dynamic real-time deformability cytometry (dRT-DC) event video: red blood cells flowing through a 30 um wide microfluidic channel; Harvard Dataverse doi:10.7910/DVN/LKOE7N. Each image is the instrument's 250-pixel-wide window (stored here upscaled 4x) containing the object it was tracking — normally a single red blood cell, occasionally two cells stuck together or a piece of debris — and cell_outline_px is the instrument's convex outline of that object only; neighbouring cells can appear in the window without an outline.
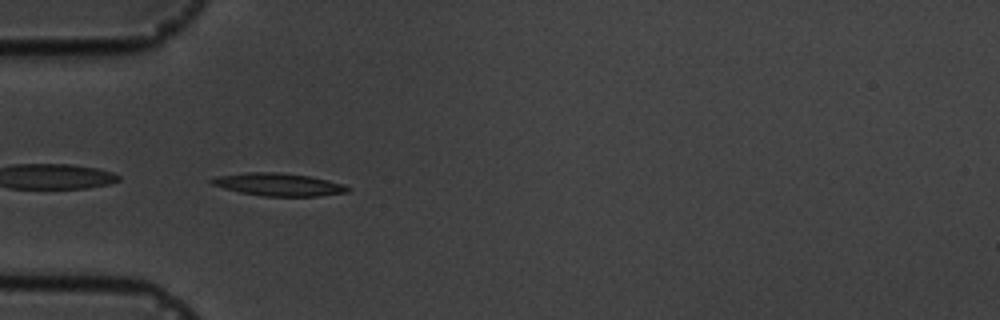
{"species": "common noctule bat (a hibernating species)", "species_latin": "Nyctalus noctula", "temperature_condition": "cold", "stored_images_in_passage": 6, "camera_frame_rate_fps": 3000, "um_per_image_px": 0.085, "animal": {"sex": "male", "body_mass_g": 19.5, "forearm_length_mm": 54.6}, "frame": {"image": 1, "passage_image": 5, "time_ms": 5.667, "image_size_px": [1000, 320], "cell_outline_px": [[352, 188], [348, 192], [320, 196], [264, 196], [240, 192], [224, 188], [212, 184], [208, 180], [216, 176], [248, 172], [276, 172], [308, 176], [328, 180], [344, 184]], "centroid_in_image_um": [23.69, 15.68], "position_along_channel_um": 61.3, "area_um2": 17.98}}